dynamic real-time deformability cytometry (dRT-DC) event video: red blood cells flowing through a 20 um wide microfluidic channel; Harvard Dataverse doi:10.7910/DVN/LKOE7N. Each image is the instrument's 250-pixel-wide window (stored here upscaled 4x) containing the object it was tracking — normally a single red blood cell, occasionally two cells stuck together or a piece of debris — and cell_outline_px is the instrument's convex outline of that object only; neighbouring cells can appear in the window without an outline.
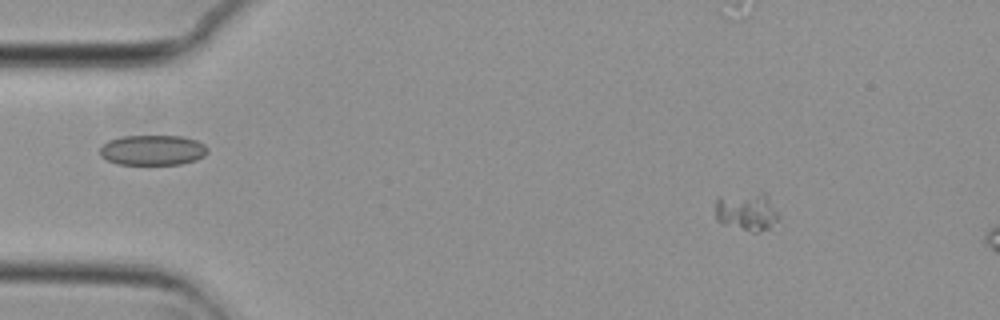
{"species": "common noctule bat (a hibernating species)", "species_latin": "Nyctalus noctula", "temperature_condition": "cold", "stored_images_in_passage": 5, "camera_frame_rate_fps": 3000, "um_per_image_px": 0.085, "animal": {"sex": "female", "body_mass_g": 29.2, "forearm_length_mm": 56.3}, "frame": {"image": 1, "passage_image": 5, "time_ms": 1.333, "image_size_px": [1000, 320], "cell_outline_px": [[780, 216], [768, 228], [760, 232], [752, 232], [724, 224], [716, 220], [716, 196], [760, 192], [764, 192], [768, 196]], "centroid_in_image_um": [63.46, 17.96], "position_along_channel_um": 21.5, "area_um2": 14.22}}